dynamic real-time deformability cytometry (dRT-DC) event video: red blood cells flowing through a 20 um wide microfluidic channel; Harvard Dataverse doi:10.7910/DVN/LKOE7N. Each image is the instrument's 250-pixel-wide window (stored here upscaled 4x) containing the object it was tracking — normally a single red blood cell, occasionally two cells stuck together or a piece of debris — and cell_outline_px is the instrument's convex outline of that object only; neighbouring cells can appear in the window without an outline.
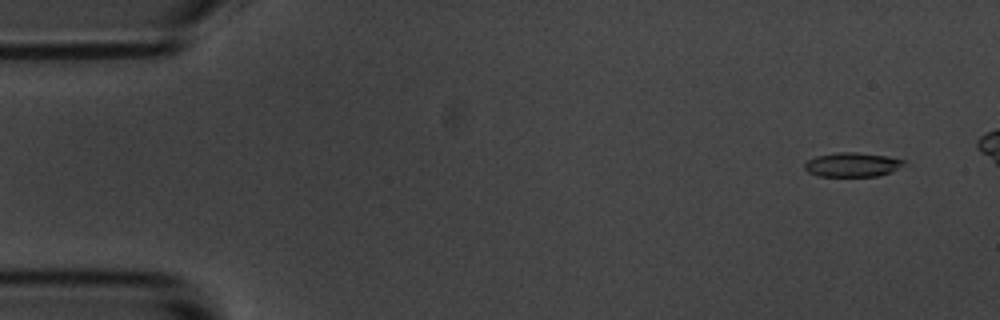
{"species": "common noctule bat (a hibernating species)", "species_latin": "Nyctalus noctula", "temperature_condition": "room temperature", "stored_images_in_passage": 6, "camera_frame_rate_fps": 3000, "um_per_image_px": 0.085, "animal": {"sex": "male", "body_mass_g": 20.1, "forearm_length_mm": 53.5}, "frame": {"image": 1, "passage_image": 1, "time_ms": 0.0, "image_size_px": [1000, 320], "cell_outline_px": [[904, 164], [892, 172], [880, 176], [820, 176], [808, 172], [804, 168], [804, 164], [808, 160], [816, 156], [836, 152], [856, 152], [888, 156], [904, 160]], "centroid_in_image_um": [72.44, 13.99], "position_along_channel_um": 12.6, "area_um2": 14.05}}